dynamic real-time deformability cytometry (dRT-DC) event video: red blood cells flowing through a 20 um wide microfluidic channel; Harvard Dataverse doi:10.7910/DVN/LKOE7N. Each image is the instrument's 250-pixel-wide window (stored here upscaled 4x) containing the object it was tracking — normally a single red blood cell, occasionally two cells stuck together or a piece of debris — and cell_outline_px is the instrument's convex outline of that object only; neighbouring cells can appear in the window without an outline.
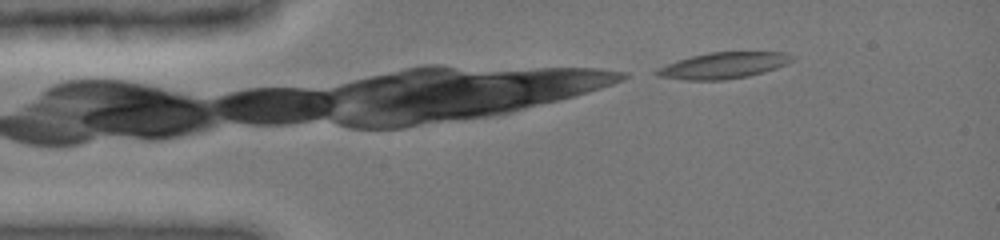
{"species": "common noctule bat (a hibernating species)", "species_latin": "Nyctalus noctula", "temperature_condition": "cold", "stored_images_in_passage": 9, "camera_frame_rate_fps": 3000, "um_per_image_px": 0.085, "animal": {"sex": "female", "body_mass_g": 19.0, "forearm_length_mm": 51.5}, "frame": {"image": 1, "passage_image": 1, "time_ms": 0.0, "image_size_px": [1000, 240], "cell_outline_px": [[792, 60], [788, 64], [764, 72], [748, 76], [724, 80], [684, 80], [656, 76], [652, 72], [656, 68], [692, 56], [708, 52], [784, 52], [792, 56]], "centroid_in_image_um": [61.46, 5.57], "position_along_channel_um": 23.5, "area_um2": 20.63}}